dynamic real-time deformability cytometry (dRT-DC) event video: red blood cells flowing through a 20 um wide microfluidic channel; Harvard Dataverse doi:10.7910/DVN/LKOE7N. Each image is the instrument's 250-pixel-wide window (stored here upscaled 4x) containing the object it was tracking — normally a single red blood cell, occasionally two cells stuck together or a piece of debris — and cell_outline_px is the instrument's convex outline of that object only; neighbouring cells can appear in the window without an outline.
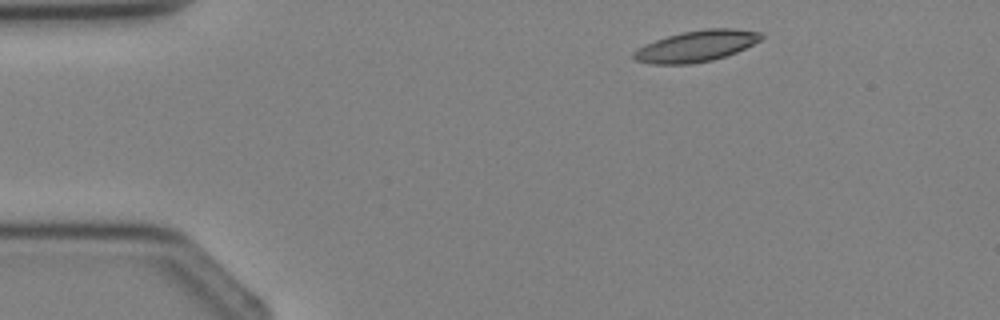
{"species": "Egyptian fruit bat (a non-hibernating species)", "species_latin": "Rousettus aegyptiacus", "temperature_condition": "cold", "stored_images_in_passage": 2, "camera_frame_rate_fps": 3000, "um_per_image_px": 0.085, "animal": {"sex": "female"}, "frame": {"image": 1, "passage_image": 1, "time_ms": 0.0, "image_size_px": [1000, 320], "cell_outline_px": [[764, 36], [760, 40], [736, 52], [712, 60], [692, 64], [652, 64], [636, 60], [632, 56], [632, 52], [644, 44], [668, 36], [684, 32], [704, 28], [732, 28], [764, 32]], "centroid_in_image_um": [59.19, 3.91], "position_along_channel_um": 25.8, "area_um2": 23.12}}